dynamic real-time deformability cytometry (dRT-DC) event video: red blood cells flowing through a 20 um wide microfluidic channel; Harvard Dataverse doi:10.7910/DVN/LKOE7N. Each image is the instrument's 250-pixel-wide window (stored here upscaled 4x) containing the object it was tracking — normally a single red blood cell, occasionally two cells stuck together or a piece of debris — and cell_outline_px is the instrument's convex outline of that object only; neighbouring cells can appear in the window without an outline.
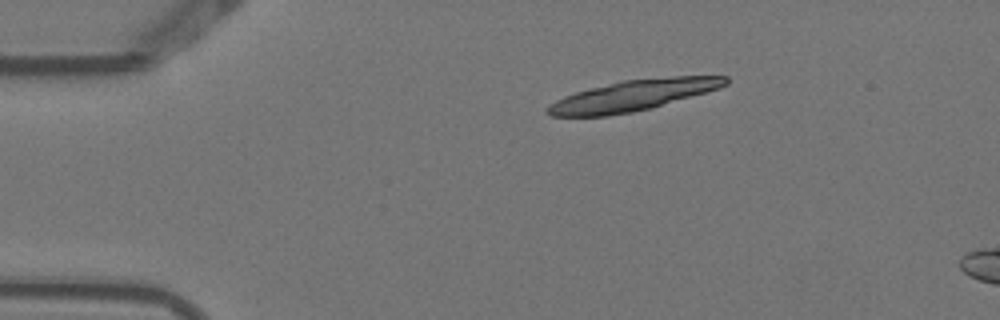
{"species": "Egyptian fruit bat (a non-hibernating species)", "species_latin": "Rousettus aegyptiacus", "temperature_condition": "warm", "stored_images_in_passage": 5, "camera_frame_rate_fps": 3000, "um_per_image_px": 0.085, "animal": {"sex": "female"}, "frame": {"image": 1, "passage_image": 5, "time_ms": 1.333, "image_size_px": [1000, 320], "cell_outline_px": [[728, 84], [720, 88], [652, 108], [632, 112], [608, 116], [552, 116], [544, 112], [548, 104], [564, 96], [576, 92], [624, 80], [672, 76], [728, 76]], "centroid_in_image_um": [53.81, 8.12], "position_along_channel_um": 31.2, "area_um2": 31.85}}